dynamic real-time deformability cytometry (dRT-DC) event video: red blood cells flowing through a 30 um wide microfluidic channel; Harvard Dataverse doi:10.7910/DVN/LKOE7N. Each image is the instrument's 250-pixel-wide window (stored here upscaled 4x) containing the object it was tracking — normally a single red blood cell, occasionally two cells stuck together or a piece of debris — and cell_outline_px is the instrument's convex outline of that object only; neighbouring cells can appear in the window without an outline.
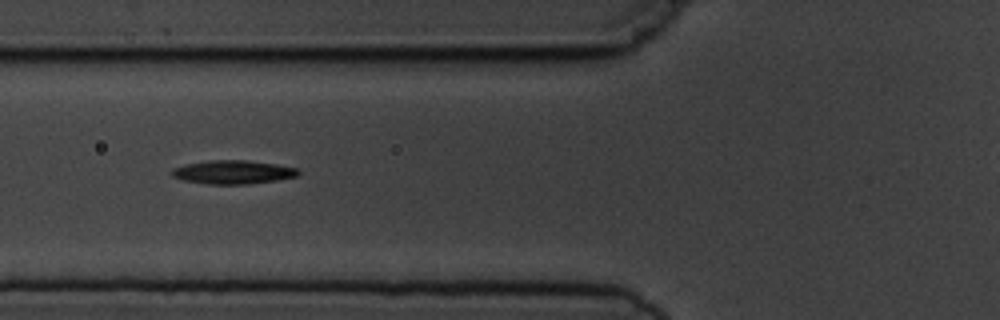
{"species": "common noctule bat (a hibernating species)", "species_latin": "Nyctalus noctula", "temperature_condition": "cold", "stored_images_in_passage": 9, "camera_frame_rate_fps": 3000, "um_per_image_px": 0.085, "animal": {"sex": "male", "body_mass_g": 19.5, "forearm_length_mm": 54.6}, "frame": {"image": 1, "passage_image": 4, "time_ms": 3.333, "image_size_px": [1000, 320], "cell_outline_px": [[300, 172], [296, 176], [276, 180], [248, 184], [208, 184], [184, 180], [172, 176], [172, 168], [184, 164], [212, 160], [248, 160], [276, 164], [296, 168]], "centroid_in_image_um": [19.79, 14.62], "position_along_channel_um": 106.0, "area_um2": 17.28}}
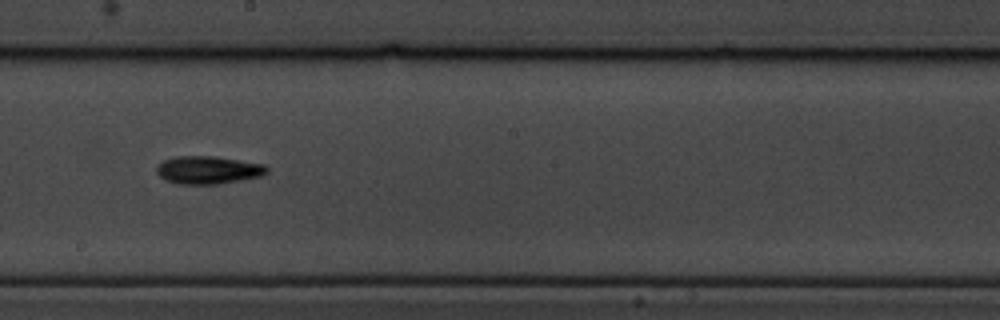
{"frame": {"image": 2, "passage_image": 7, "time_ms": 6.667, "image_size_px": [1000, 320], "cell_outline_px": [[268, 172], [260, 176], [240, 180], [216, 184], [176, 184], [164, 180], [156, 172], [156, 168], [164, 160], [176, 156], [216, 156], [264, 164], [268, 168]], "centroid_in_image_um": [17.68, 14.45], "position_along_channel_um": 230.5, "area_um2": 17.92}}
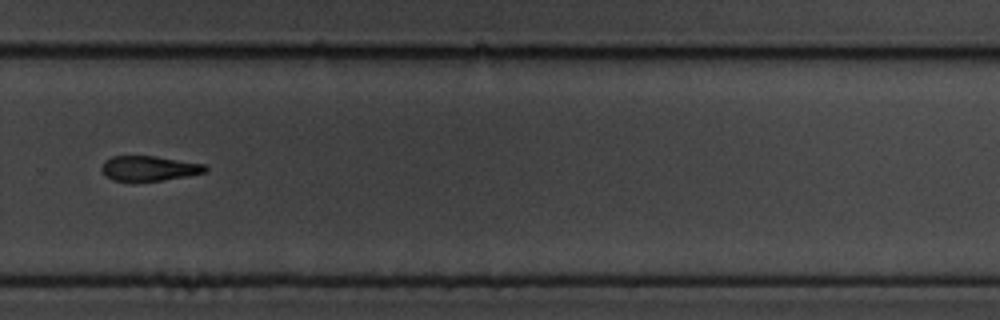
{"frame": {"image": 3, "passage_image": 9, "time_ms": 9.0, "image_size_px": [1000, 320], "cell_outline_px": [[208, 172], [188, 176], [164, 180], [112, 180], [104, 176], [100, 168], [104, 160], [112, 156], [156, 156], [204, 164], [208, 168]], "centroid_in_image_um": [12.67, 14.3], "position_along_channel_um": 317.1, "area_um2": 15.14}}